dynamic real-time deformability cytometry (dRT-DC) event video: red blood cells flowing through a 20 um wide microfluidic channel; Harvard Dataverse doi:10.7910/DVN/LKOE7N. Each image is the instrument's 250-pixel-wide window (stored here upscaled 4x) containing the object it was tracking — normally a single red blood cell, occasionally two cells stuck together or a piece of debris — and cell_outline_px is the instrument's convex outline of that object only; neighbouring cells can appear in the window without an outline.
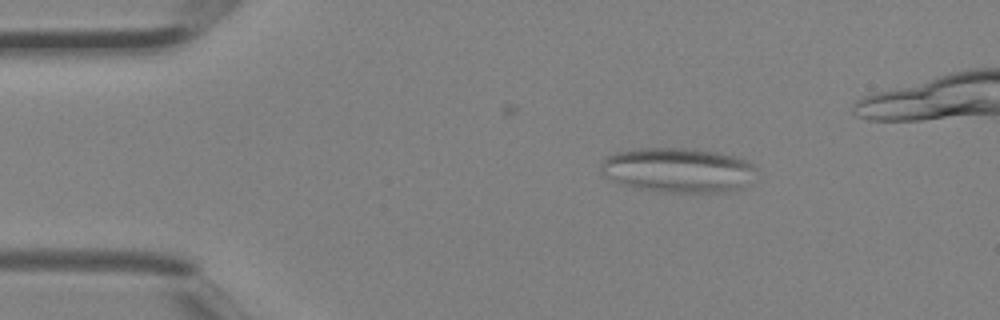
{"species": "Egyptian fruit bat (a non-hibernating species)", "species_latin": "Rousettus aegyptiacus", "temperature_condition": "room temperature", "stored_images_in_passage": 3, "camera_frame_rate_fps": 3000, "um_per_image_px": 0.085, "animal": {"sex": "female"}, "frame": {"image": 1, "passage_image": 3, "time_ms": 0.667, "image_size_px": [1000, 320], "cell_outline_px": [[760, 172], [740, 188], [724, 192], [668, 192], [636, 188], [620, 184], [604, 176], [600, 172], [600, 164], [608, 156], [616, 152], [636, 148], [684, 148], [720, 152], [744, 160], [752, 164]], "centroid_in_image_um": [57.61, 14.45], "position_along_channel_um": 27.4, "area_um2": 40.63}}